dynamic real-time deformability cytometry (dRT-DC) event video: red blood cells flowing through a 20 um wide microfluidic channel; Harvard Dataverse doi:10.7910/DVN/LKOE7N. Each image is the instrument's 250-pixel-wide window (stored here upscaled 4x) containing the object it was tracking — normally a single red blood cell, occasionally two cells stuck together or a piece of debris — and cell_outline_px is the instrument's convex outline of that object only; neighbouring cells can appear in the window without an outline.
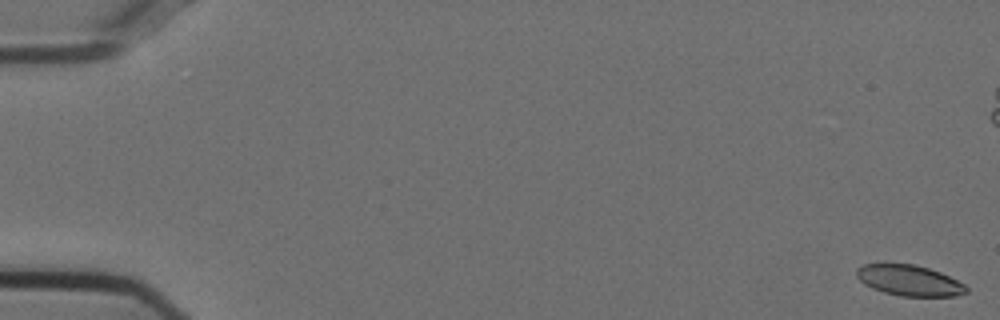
{"species": "Egyptian fruit bat (a non-hibernating species)", "species_latin": "Rousettus aegyptiacus", "temperature_condition": "cold", "stored_images_in_passage": 56, "camera_frame_rate_fps": 3000, "um_per_image_px": 0.085, "animal": {"sex": "female"}, "frame": {"image": 1, "passage_image": 1, "time_ms": 0.0, "image_size_px": [1000, 320], "cell_outline_px": [[968, 292], [956, 296], [900, 296], [884, 292], [872, 288], [864, 284], [856, 276], [856, 268], [864, 264], [916, 264], [940, 272], [964, 284], [968, 288]], "centroid_in_image_um": [77.28, 23.84], "position_along_channel_um": 7.7, "area_um2": 19.59}}
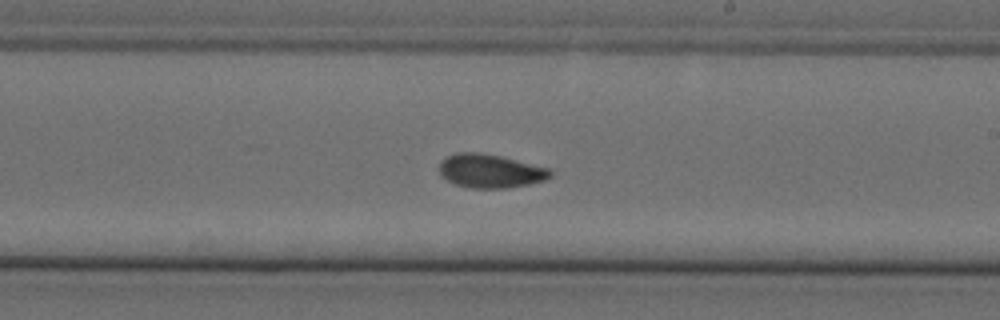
{"frame": {"image": 2, "passage_image": 33, "time_ms": 10.667, "image_size_px": [1000, 320], "cell_outline_px": [[552, 176], [544, 180], [528, 184], [508, 188], [472, 188], [456, 184], [440, 176], [440, 160], [456, 152], [480, 152], [500, 156], [548, 168], [552, 172]], "centroid_in_image_um": [41.65, 14.53], "position_along_channel_um": 247.3, "area_um2": 21.68}}
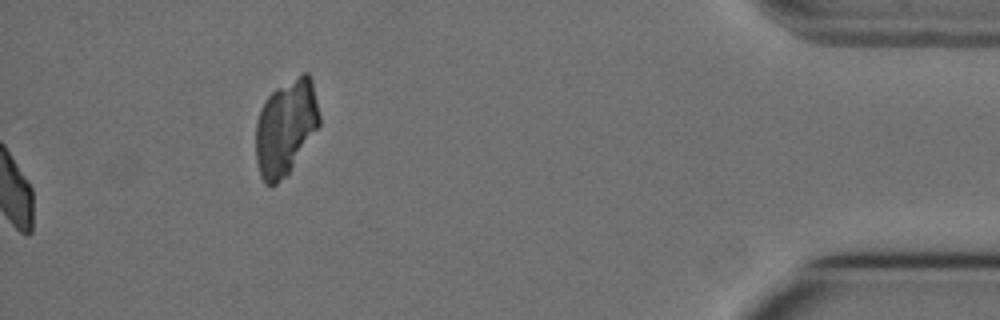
{"frame": {"image": 3, "passage_image": 56, "time_ms": 18.333, "image_size_px": [1000, 320], "cell_outline_px": [[320, 124], [288, 172], [272, 188], [264, 184], [260, 176], [256, 160], [256, 124], [260, 108], [268, 96], [276, 88], [304, 72], [308, 72], [312, 80], [320, 116]], "centroid_in_image_um": [24.26, 10.82], "position_along_channel_um": 410.9, "area_um2": 35.14}, "authors_computed_cell_mechanics": {"area_um2": 21.1837, "velocity_mm_per_s": 3.7197, "shape_relaxation_time_tau1_ms": 7.3359, "shape_relaxation_time_tau2_ms": 1.7551, "deformation_change_tau1": 0.1578, "deformation_change_tau2": 0.0534}}